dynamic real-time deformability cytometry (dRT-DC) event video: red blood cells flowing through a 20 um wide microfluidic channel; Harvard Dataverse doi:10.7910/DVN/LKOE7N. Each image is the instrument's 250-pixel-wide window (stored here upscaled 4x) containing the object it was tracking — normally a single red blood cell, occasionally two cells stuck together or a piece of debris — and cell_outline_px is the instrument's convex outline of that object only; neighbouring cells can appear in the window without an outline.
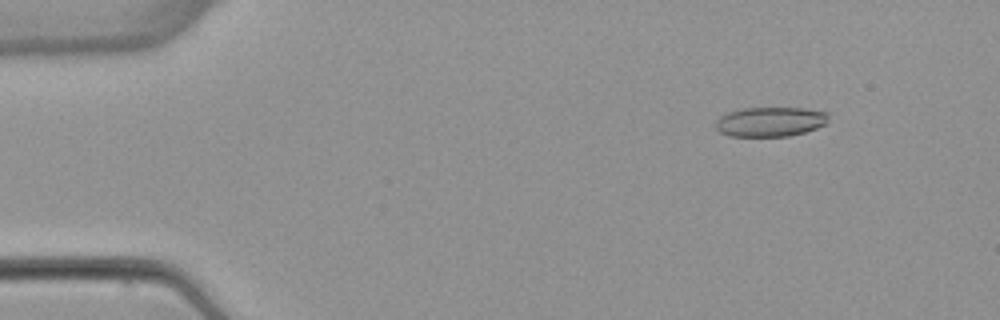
{"species": "common noctule bat (a hibernating species)", "species_latin": "Nyctalus noctula", "temperature_condition": "warm", "stored_images_in_passage": 50, "camera_frame_rate_fps": 3000, "um_per_image_px": 0.085, "animal": {"sex": "female", "body_mass_g": 22.7, "forearm_length_mm": 54.2}, "frame": {"image": 1, "passage_image": 4, "time_ms": 1.0, "image_size_px": [1000, 320], "cell_outline_px": [[828, 120], [824, 124], [816, 128], [804, 132], [788, 136], [728, 136], [720, 132], [716, 128], [716, 120], [720, 116], [728, 112], [744, 108], [804, 108], [828, 112]], "centroid_in_image_um": [65.46, 10.34], "position_along_channel_um": 19.5, "area_um2": 19.42}}
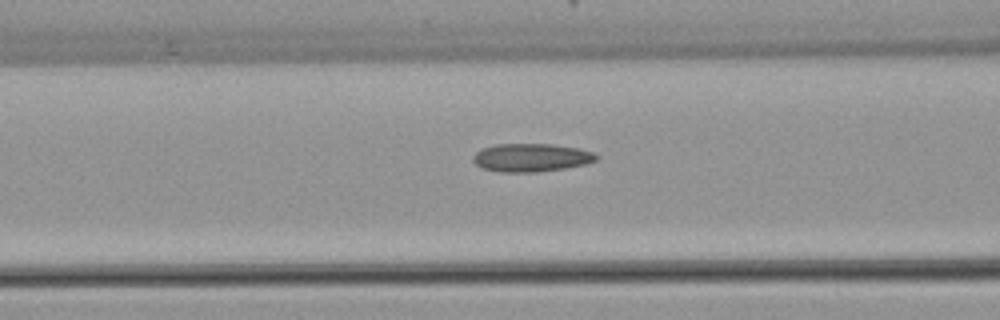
{"frame": {"image": 2, "passage_image": 19, "time_ms": 6.0, "image_size_px": [1000, 320], "cell_outline_px": [[600, 156], [596, 160], [588, 164], [564, 168], [536, 172], [500, 172], [484, 168], [476, 164], [472, 160], [472, 156], [480, 148], [496, 144], [552, 144], [576, 148], [592, 152]], "centroid_in_image_um": [45.14, 13.39], "position_along_channel_um": 121.5, "area_um2": 20.29}}
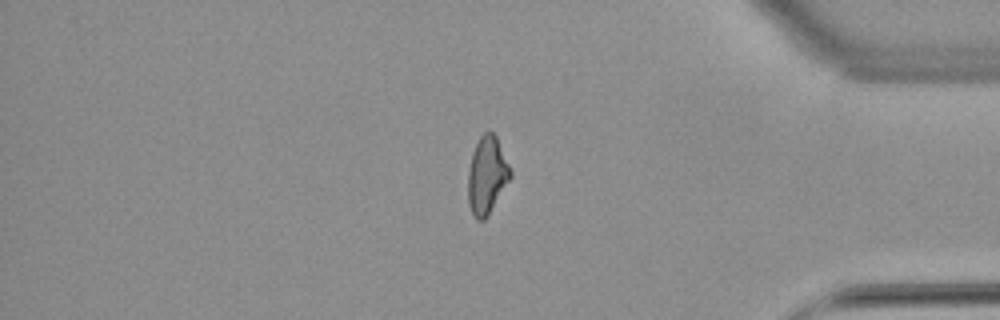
{"frame": {"image": 3, "passage_image": 42, "time_ms": 13.667, "image_size_px": [1000, 320], "cell_outline_px": [[512, 176], [484, 220], [476, 220], [472, 216], [468, 204], [468, 172], [472, 152], [480, 136], [484, 132], [492, 132], [496, 136], [512, 172]], "centroid_in_image_um": [41.37, 14.91], "position_along_channel_um": 393.8, "area_um2": 18.96}, "authors_computed_cell_mechanics": {"area_um2": 19.5653, "velocity_mm_per_s": 3.9049, "shape_relaxation_time_tau1_ms": 6.7579, "shape_relaxation_time_tau2_ms": 2.6709, "deformation_change_tau1": 0.1799, "deformation_change_tau2": 0.1233}}